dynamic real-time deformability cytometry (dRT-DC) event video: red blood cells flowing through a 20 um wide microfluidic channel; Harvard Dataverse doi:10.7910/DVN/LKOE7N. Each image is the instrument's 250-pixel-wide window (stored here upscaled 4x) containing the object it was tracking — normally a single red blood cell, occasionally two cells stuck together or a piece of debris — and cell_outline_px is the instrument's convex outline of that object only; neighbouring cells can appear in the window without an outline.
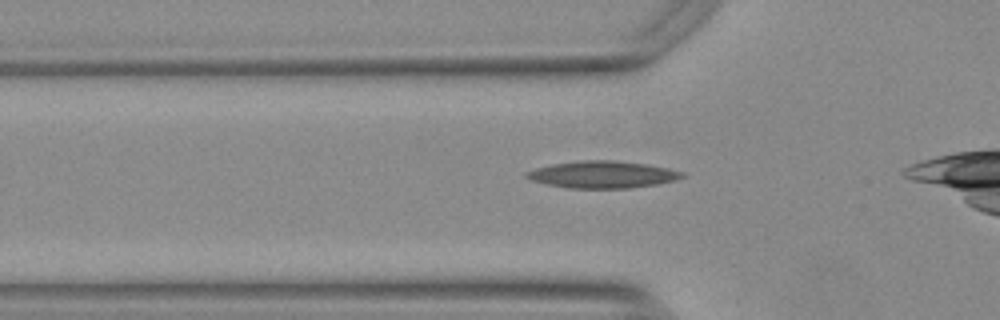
{"species": "Egyptian fruit bat (a non-hibernating species)", "species_latin": "Rousettus aegyptiacus", "temperature_condition": "warm", "stored_images_in_passage": 33, "camera_frame_rate_fps": 3000, "um_per_image_px": 0.085, "animal": {"sex": "female"}, "frame": {"image": 1, "passage_image": 5, "time_ms": 1.333, "image_size_px": [1000, 320], "cell_outline_px": [[684, 176], [676, 180], [656, 184], [628, 188], [568, 188], [548, 184], [532, 180], [524, 176], [524, 172], [536, 168], [552, 164], [580, 160], [612, 160], [644, 164], [668, 168], [684, 172]], "centroid_in_image_um": [51.19, 14.83], "position_along_channel_um": 74.6, "area_um2": 24.33}}
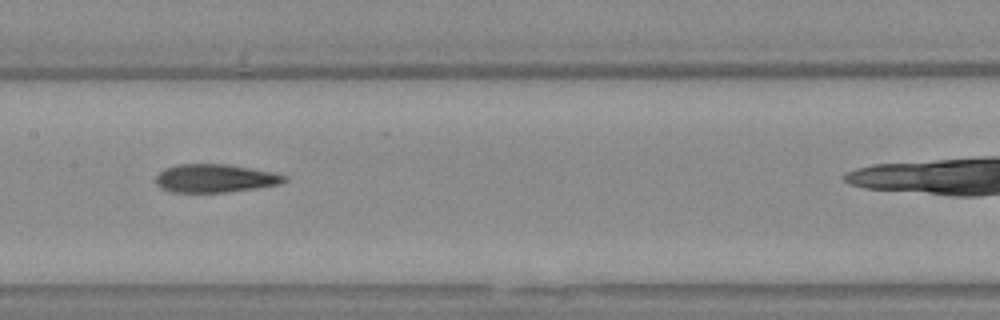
{"frame": {"image": 2, "passage_image": 14, "time_ms": 4.333, "image_size_px": [1000, 320], "cell_outline_px": [[288, 180], [280, 184], [256, 188], [224, 192], [172, 192], [160, 188], [156, 184], [156, 176], [164, 168], [176, 164], [228, 164], [276, 172], [288, 176]], "centroid_in_image_um": [18.31, 15.14], "position_along_channel_um": 189.1, "area_um2": 21.39}}
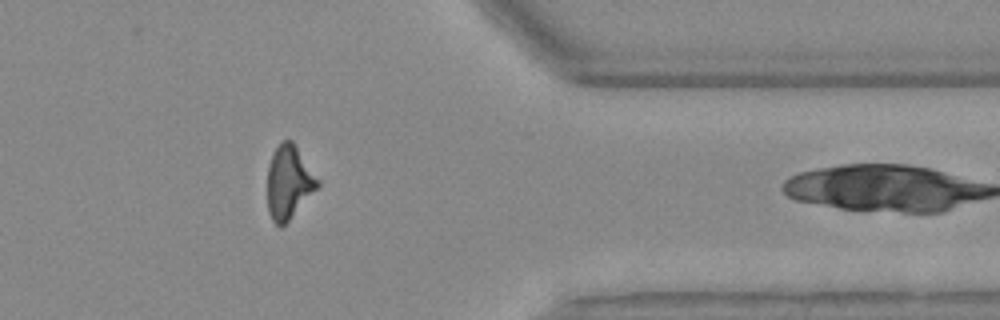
{"frame": {"image": 3, "passage_image": 31, "time_ms": 10.0, "image_size_px": [1000, 320], "cell_outline_px": [[320, 184], [288, 220], [280, 228], [272, 220], [268, 212], [268, 168], [272, 156], [280, 140], [292, 140], [320, 180]], "centroid_in_image_um": [24.54, 15.47], "position_along_channel_um": 386.9, "area_um2": 21.1}}